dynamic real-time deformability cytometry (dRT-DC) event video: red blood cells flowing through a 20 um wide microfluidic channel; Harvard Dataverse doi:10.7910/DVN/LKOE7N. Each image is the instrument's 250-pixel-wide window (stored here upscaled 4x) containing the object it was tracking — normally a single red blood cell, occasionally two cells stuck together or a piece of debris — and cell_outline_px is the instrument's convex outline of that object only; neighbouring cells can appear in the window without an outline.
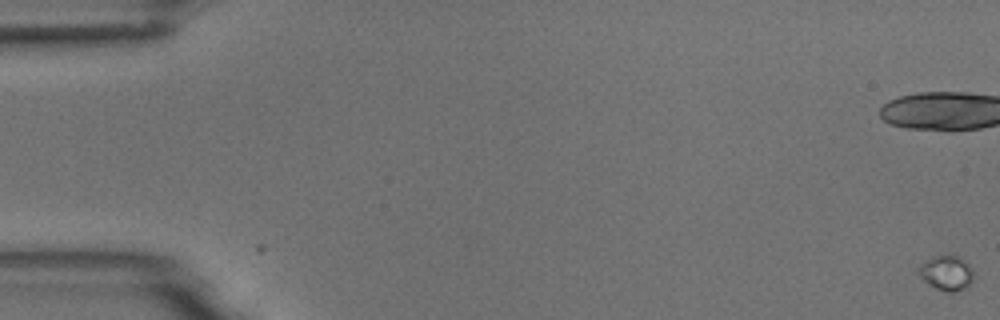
{"species": "common noctule bat (a hibernating species)", "species_latin": "Nyctalus noctula", "temperature_condition": "room temperature", "stored_images_in_passage": 3, "camera_frame_rate_fps": 3000, "um_per_image_px": 0.085, "animal": {"sex": "male", "body_mass_g": 18.8}, "frame": {"image": 1, "passage_image": 3, "time_ms": 0.667, "image_size_px": [1000, 320], "cell_outline_px": [[972, 280], [968, 288], [952, 292], [948, 292], [936, 288], [928, 284], [920, 276], [916, 268], [920, 264], [936, 256], [956, 256], [972, 268]], "centroid_in_image_um": [80.43, 23.23], "position_along_channel_um": 4.6, "area_um2": 10.87}}